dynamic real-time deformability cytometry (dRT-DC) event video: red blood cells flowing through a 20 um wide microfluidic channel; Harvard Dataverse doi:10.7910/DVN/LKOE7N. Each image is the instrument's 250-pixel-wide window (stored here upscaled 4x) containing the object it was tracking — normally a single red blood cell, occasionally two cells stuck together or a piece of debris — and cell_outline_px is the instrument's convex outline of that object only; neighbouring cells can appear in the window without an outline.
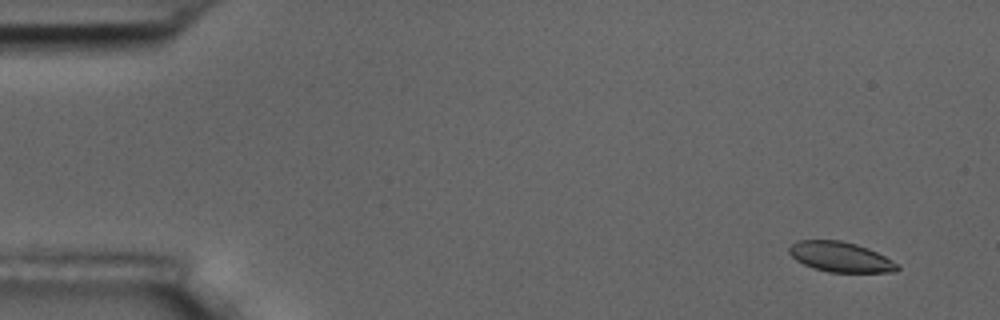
{"species": "common noctule bat (a hibernating species)", "species_latin": "Nyctalus noctula", "temperature_condition": "room temperature", "stored_images_in_passage": 5, "camera_frame_rate_fps": 3000, "um_per_image_px": 0.085, "animal": {"sex": "male", "body_mass_g": 17.5, "forearm_length_mm": 52.3}, "frame": {"image": 1, "passage_image": 1, "time_ms": 0.0, "image_size_px": [1000, 320], "cell_outline_px": [[900, 268], [896, 272], [828, 272], [812, 268], [796, 260], [788, 252], [788, 248], [796, 240], [840, 240], [856, 244], [868, 248], [892, 260]], "centroid_in_image_um": [71.41, 21.84], "position_along_channel_um": 13.6, "area_um2": 18.96}}
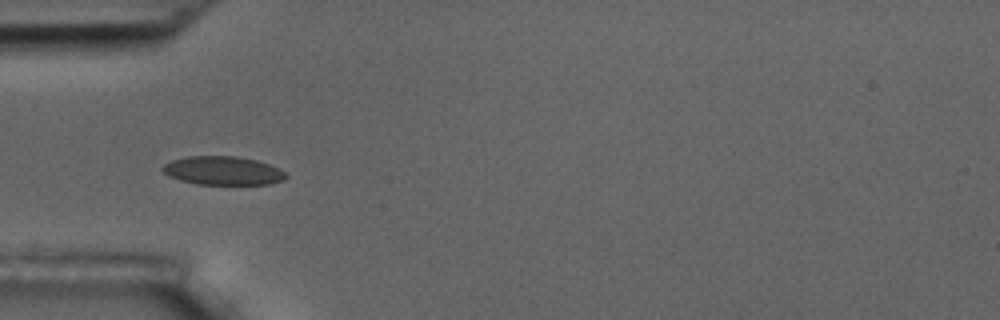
{"frame": {"image": 2, "passage_image": 5, "time_ms": 4.667, "image_size_px": [1000, 320], "cell_outline_px": [[288, 176], [284, 180], [272, 184], [196, 184], [180, 180], [168, 176], [160, 168], [164, 164], [172, 160], [188, 156], [236, 156], [256, 160], [268, 164], [284, 172]], "centroid_in_image_um": [18.92, 14.51], "position_along_channel_um": 66.1, "area_um2": 20.52}}